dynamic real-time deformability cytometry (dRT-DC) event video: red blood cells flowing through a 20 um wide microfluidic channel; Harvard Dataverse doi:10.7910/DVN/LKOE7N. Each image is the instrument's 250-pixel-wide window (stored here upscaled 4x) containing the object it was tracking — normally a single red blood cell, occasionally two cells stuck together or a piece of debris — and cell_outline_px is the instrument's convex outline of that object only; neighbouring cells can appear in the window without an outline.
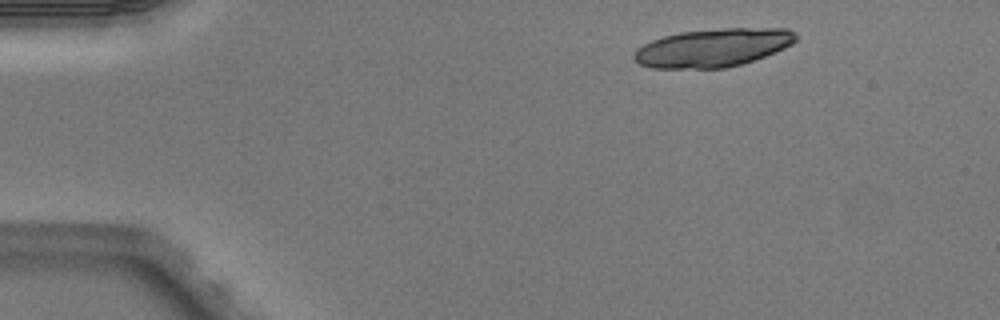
{"species": "Egyptian fruit bat (a non-hibernating species)", "species_latin": "Rousettus aegyptiacus", "temperature_condition": "warm", "stored_images_in_passage": 2, "camera_frame_rate_fps": 3000, "um_per_image_px": 0.085, "animal": {"sex": "male"}, "frame": {"image": 1, "passage_image": 1, "time_ms": 0.0, "image_size_px": [1000, 320], "cell_outline_px": [[796, 40], [792, 44], [784, 48], [764, 56], [740, 64], [724, 68], [652, 68], [640, 64], [632, 56], [636, 48], [652, 40], [664, 36], [680, 32], [724, 28], [788, 28], [796, 32]], "centroid_in_image_um": [60.6, 4.05], "position_along_channel_um": 24.4, "area_um2": 35.95}}